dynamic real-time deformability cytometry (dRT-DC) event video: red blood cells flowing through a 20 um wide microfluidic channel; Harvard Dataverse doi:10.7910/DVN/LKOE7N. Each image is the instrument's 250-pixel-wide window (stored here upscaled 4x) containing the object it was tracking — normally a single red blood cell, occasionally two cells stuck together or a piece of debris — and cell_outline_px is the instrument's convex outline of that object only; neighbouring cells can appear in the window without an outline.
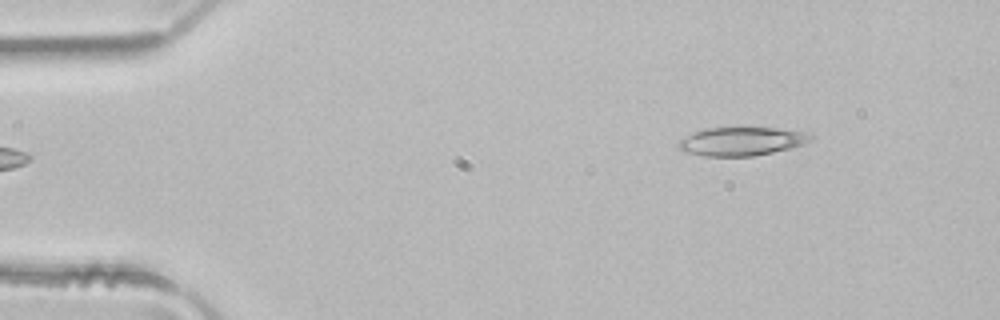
{"species": "common noctule bat (a hibernating species)", "species_latin": "Nyctalus noctula", "temperature_condition": "room temperature", "stored_images_in_passage": 3, "camera_frame_rate_fps": 3000, "um_per_image_px": 0.085, "animal": {"sex": "male", "body_mass_g": 21.5, "forearm_length_mm": 52.0}, "frame": {"image": 1, "passage_image": 1, "time_ms": 0.0, "image_size_px": [1000, 320], "cell_outline_px": [[812, 140], [804, 144], [772, 152], [752, 156], [704, 156], [684, 152], [676, 148], [676, 144], [680, 140], [704, 128], [776, 128], [804, 132], [812, 136]], "centroid_in_image_um": [62.99, 12.02], "position_along_channel_um": 22.0, "area_um2": 21.73}}
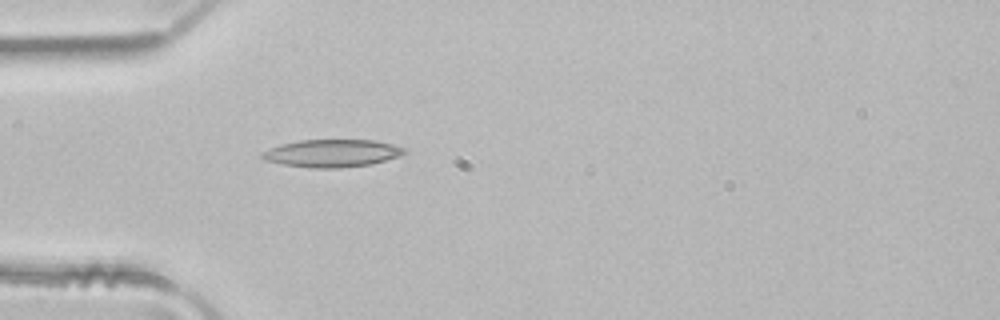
{"frame": {"image": 2, "passage_image": 3, "time_ms": 0.667, "image_size_px": [1000, 320], "cell_outline_px": [[408, 152], [400, 156], [372, 164], [340, 168], [308, 168], [284, 164], [264, 160], [260, 156], [260, 152], [280, 144], [300, 140], [372, 140], [392, 144], [408, 148]], "centroid_in_image_um": [28.24, 13.03], "position_along_channel_um": 56.8, "area_um2": 23.12}}